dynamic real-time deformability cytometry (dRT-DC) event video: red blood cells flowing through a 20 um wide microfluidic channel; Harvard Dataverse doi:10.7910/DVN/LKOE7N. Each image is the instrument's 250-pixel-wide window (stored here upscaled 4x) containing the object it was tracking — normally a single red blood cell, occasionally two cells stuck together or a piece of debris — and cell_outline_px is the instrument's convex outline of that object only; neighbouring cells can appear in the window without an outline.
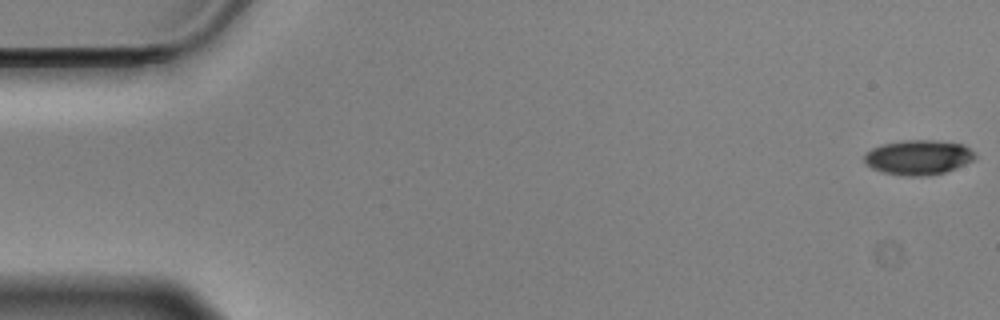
{"species": "Egyptian fruit bat (a non-hibernating species)", "species_latin": "Rousettus aegyptiacus", "temperature_condition": "cold", "stored_images_in_passage": 57, "camera_frame_rate_fps": 3000, "um_per_image_px": 0.085, "animal": {"sex": "male"}, "frame": {"image": 1, "passage_image": 1, "time_ms": 0.0, "image_size_px": [1000, 320], "cell_outline_px": [[976, 156], [972, 160], [956, 168], [944, 172], [924, 176], [908, 176], [884, 172], [872, 168], [864, 164], [864, 156], [872, 148], [884, 144], [904, 140], [936, 140], [964, 144]], "centroid_in_image_um": [78.04, 13.37], "position_along_channel_um": 7.0, "area_um2": 22.2}}
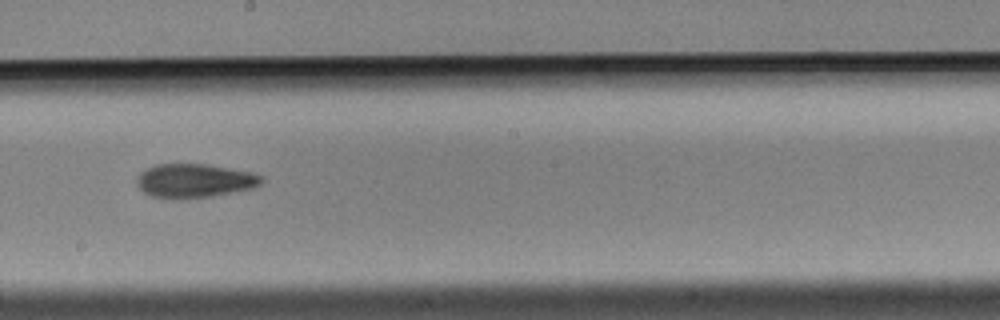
{"frame": {"image": 2, "passage_image": 32, "time_ms": 10.333, "image_size_px": [1000, 320], "cell_outline_px": [[264, 180], [260, 184], [252, 188], [212, 196], [152, 196], [144, 192], [136, 184], [136, 176], [140, 172], [156, 164], [204, 164], [252, 172], [264, 176]], "centroid_in_image_um": [16.55, 15.32], "position_along_channel_um": 231.6, "area_um2": 23.87}}
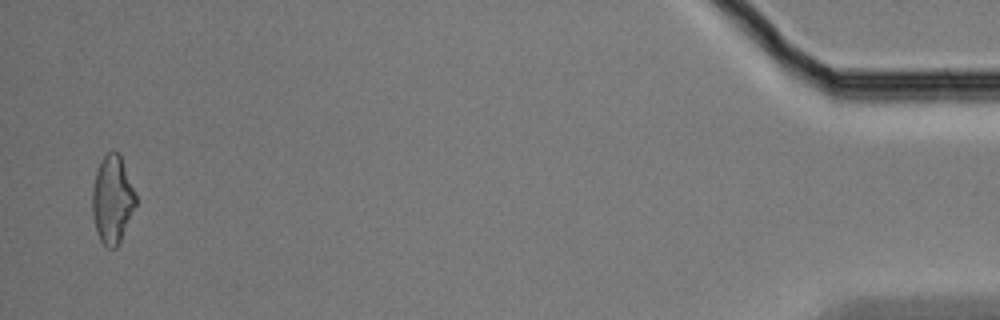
{"frame": {"image": 3, "passage_image": 56, "time_ms": 18.333, "image_size_px": [1000, 320], "cell_outline_px": [[136, 204], [120, 240], [116, 248], [108, 248], [100, 240], [96, 232], [92, 212], [92, 188], [96, 172], [100, 160], [112, 148], [120, 152], [136, 196]], "centroid_in_image_um": [9.53, 16.91], "position_along_channel_um": 425.7, "area_um2": 22.25}, "authors_computed_cell_mechanics": {"area_um2": 23.409, "velocity_mm_per_s": 3.5222, "shape_relaxation_time_tau1_ms": 5.2222, "shape_relaxation_time_tau2_ms": 5.9702, "deformation_change_tau1": 0.1445, "deformation_change_tau2": 0.145}}